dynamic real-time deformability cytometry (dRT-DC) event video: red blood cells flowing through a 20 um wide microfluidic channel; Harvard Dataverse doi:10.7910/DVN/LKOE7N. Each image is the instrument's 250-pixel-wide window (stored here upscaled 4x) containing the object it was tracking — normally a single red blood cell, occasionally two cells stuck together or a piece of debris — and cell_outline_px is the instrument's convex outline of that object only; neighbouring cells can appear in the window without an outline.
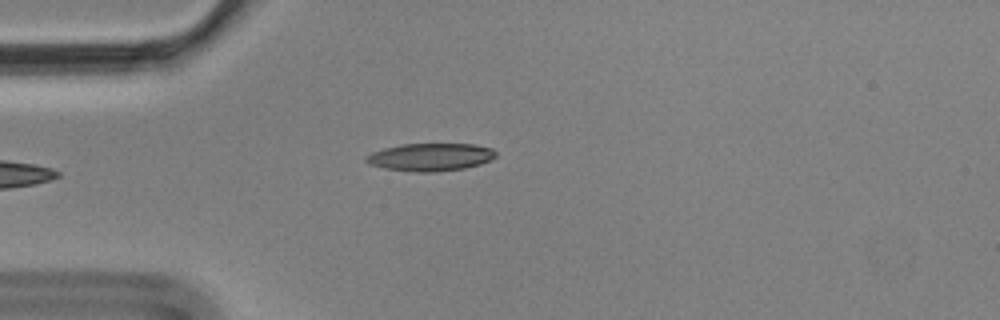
{"species": "Egyptian fruit bat (a non-hibernating species)", "species_latin": "Rousettus aegyptiacus", "temperature_condition": "cold", "stored_images_in_passage": 4, "camera_frame_rate_fps": 3000, "um_per_image_px": 0.085, "animal": {"sex": "male"}, "frame": {"image": 1, "passage_image": 4, "time_ms": 1.0, "image_size_px": [1000, 320], "cell_outline_px": [[496, 156], [492, 160], [480, 164], [464, 168], [436, 172], [416, 172], [384, 168], [368, 164], [364, 160], [364, 156], [372, 152], [384, 148], [404, 144], [472, 144], [492, 148], [496, 152]], "centroid_in_image_um": [36.57, 13.35], "position_along_channel_um": 48.4, "area_um2": 21.04}}